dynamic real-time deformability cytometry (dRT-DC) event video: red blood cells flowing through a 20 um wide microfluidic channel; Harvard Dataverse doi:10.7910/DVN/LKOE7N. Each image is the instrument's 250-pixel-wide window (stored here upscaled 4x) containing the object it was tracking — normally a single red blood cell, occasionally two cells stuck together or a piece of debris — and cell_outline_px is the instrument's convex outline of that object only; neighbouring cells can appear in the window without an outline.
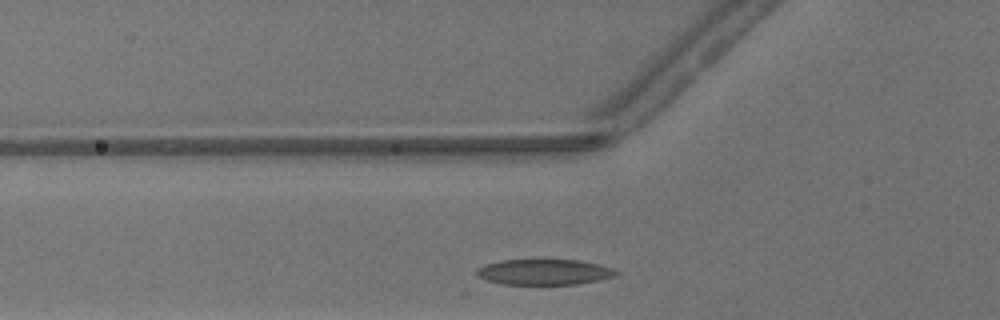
{"species": "common noctule bat (a hibernating species)", "species_latin": "Nyctalus noctula", "temperature_condition": "warm", "stored_images_in_passage": 21, "camera_frame_rate_fps": 3000, "um_per_image_px": 0.085, "animal": {"sex": "male", "body_mass_g": 13.3}, "frame": {"image": 1, "passage_image": 2, "time_ms": 0.333, "image_size_px": [1000, 320], "cell_outline_px": [[620, 272], [616, 276], [576, 284], [504, 284], [488, 280], [480, 276], [476, 272], [476, 268], [484, 264], [500, 260], [576, 260], [596, 264], [612, 268]], "centroid_in_image_um": [46.24, 23.11], "position_along_channel_um": 79.6, "area_um2": 20.52}}
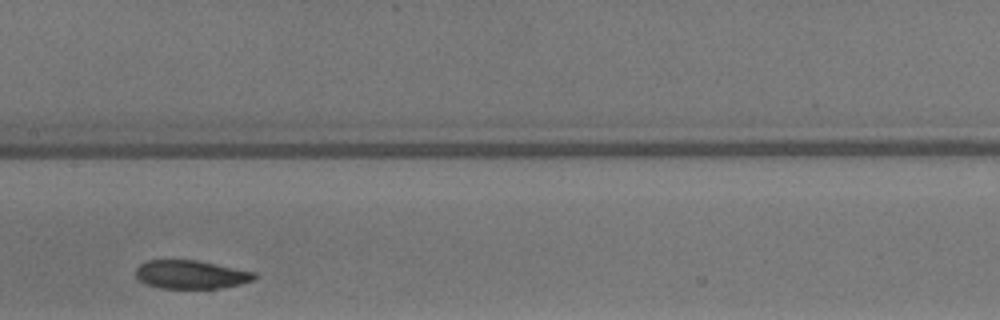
{"frame": {"image": 2, "passage_image": 10, "time_ms": 3.0, "image_size_px": [1000, 320], "cell_outline_px": [[256, 280], [240, 284], [220, 288], [160, 288], [144, 284], [136, 276], [136, 268], [140, 264], [148, 260], [196, 260], [256, 272]], "centroid_in_image_um": [16.24, 23.34], "position_along_channel_um": 191.2, "area_um2": 19.71}}
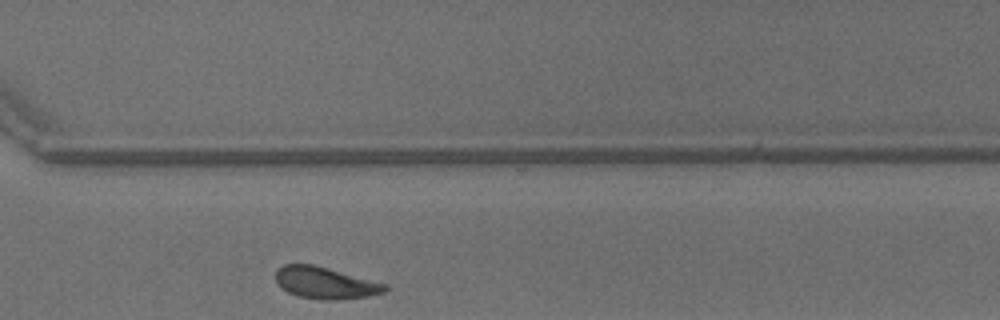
{"frame": {"image": 3, "passage_image": 21, "time_ms": 6.667, "image_size_px": [1000, 320], "cell_outline_px": [[388, 288], [384, 292], [368, 296], [340, 300], [324, 300], [296, 296], [280, 288], [276, 284], [276, 272], [284, 264], [312, 264], [388, 284]], "centroid_in_image_um": [27.64, 24.06], "position_along_channel_um": 343.0, "area_um2": 20.29}}